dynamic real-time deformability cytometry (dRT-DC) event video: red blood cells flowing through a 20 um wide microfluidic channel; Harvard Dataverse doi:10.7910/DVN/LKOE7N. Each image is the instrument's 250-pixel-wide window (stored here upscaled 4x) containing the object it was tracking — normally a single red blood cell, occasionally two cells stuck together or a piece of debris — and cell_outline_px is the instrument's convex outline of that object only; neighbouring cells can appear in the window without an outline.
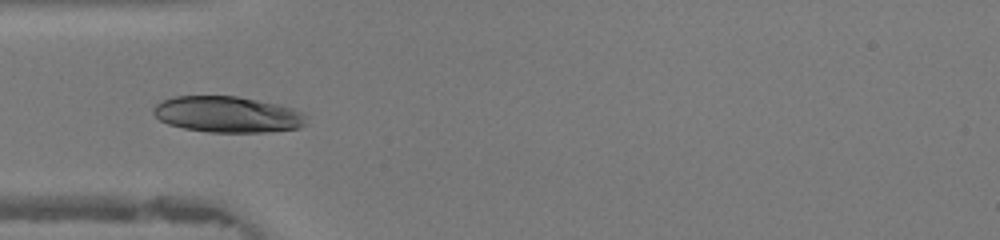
{"species": "human", "species_latin": "Homo sapiens", "temperature_condition": "warm", "stored_images_in_passage": 46, "camera_frame_rate_fps": 3000, "um_per_image_px": 0.085, "donor": {"sex": "female"}, "frame": {"image": 1, "passage_image": 14, "time_ms": 4.333, "image_size_px": [1000, 240], "cell_outline_px": [[308, 124], [300, 128], [264, 132], [208, 132], [184, 128], [168, 124], [160, 120], [152, 112], [152, 108], [160, 100], [172, 96], [236, 96], [280, 104], [292, 108], [300, 112], [304, 116]], "centroid_in_image_um": [19.32, 9.72], "position_along_channel_um": 65.7, "area_um2": 32.37}}
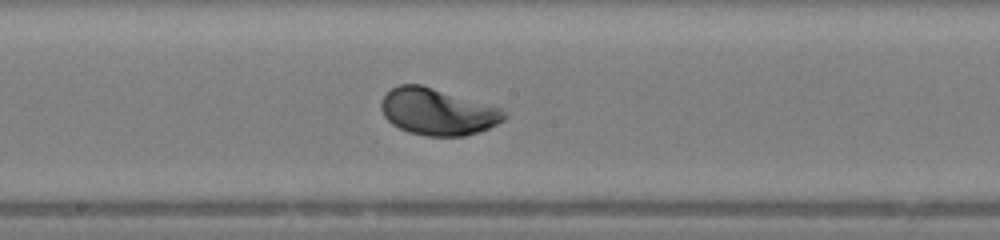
{"frame": {"image": 2, "passage_image": 24, "time_ms": 7.667, "image_size_px": [1000, 240], "cell_outline_px": [[508, 116], [504, 120], [480, 132], [464, 136], [428, 136], [408, 132], [392, 124], [384, 116], [380, 108], [380, 100], [392, 88], [400, 84], [420, 84], [500, 108]], "centroid_in_image_um": [37.16, 9.51], "position_along_channel_um": 211.0, "area_um2": 33.23}}
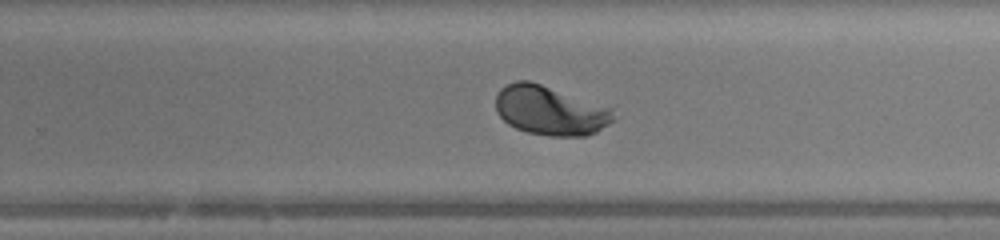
{"frame": {"image": 3, "passage_image": 29, "time_ms": 9.333, "image_size_px": [1000, 240], "cell_outline_px": [[616, 120], [596, 132], [588, 136], [548, 136], [528, 132], [516, 128], [508, 124], [496, 112], [496, 92], [500, 88], [516, 80], [528, 80], [612, 108]], "centroid_in_image_um": [46.76, 9.4], "position_along_channel_um": 283.0, "area_um2": 33.81}, "authors_computed_cell_mechanics": {"area_um2": 33.235, "velocity_mm_per_s": 4.3522, "shape_relaxation_time_tau1_ms": 2.051, "shape_relaxation_time_tau2_ms": null, "deformation_change_tau1": 0.132, "deformation_change_tau2": null}}